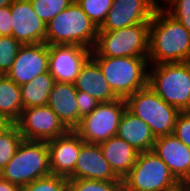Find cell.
Returning <instances> with one entry per match:
<instances>
[{"label":"cell","instance_id":"1","mask_svg":"<svg viewBox=\"0 0 190 191\" xmlns=\"http://www.w3.org/2000/svg\"><path fill=\"white\" fill-rule=\"evenodd\" d=\"M190 59V32L159 6L150 21L148 62H185Z\"/></svg>","mask_w":190,"mask_h":191},{"label":"cell","instance_id":"2","mask_svg":"<svg viewBox=\"0 0 190 191\" xmlns=\"http://www.w3.org/2000/svg\"><path fill=\"white\" fill-rule=\"evenodd\" d=\"M98 27L74 1L46 24L47 45H81L93 50Z\"/></svg>","mask_w":190,"mask_h":191},{"label":"cell","instance_id":"3","mask_svg":"<svg viewBox=\"0 0 190 191\" xmlns=\"http://www.w3.org/2000/svg\"><path fill=\"white\" fill-rule=\"evenodd\" d=\"M118 98L126 99L148 85V57H91Z\"/></svg>","mask_w":190,"mask_h":191},{"label":"cell","instance_id":"4","mask_svg":"<svg viewBox=\"0 0 190 191\" xmlns=\"http://www.w3.org/2000/svg\"><path fill=\"white\" fill-rule=\"evenodd\" d=\"M49 150L46 141L23 139L14 156L0 171V177L19 186L49 176Z\"/></svg>","mask_w":190,"mask_h":191},{"label":"cell","instance_id":"5","mask_svg":"<svg viewBox=\"0 0 190 191\" xmlns=\"http://www.w3.org/2000/svg\"><path fill=\"white\" fill-rule=\"evenodd\" d=\"M153 66L148 73V86L180 112L190 111V63L185 61Z\"/></svg>","mask_w":190,"mask_h":191},{"label":"cell","instance_id":"6","mask_svg":"<svg viewBox=\"0 0 190 191\" xmlns=\"http://www.w3.org/2000/svg\"><path fill=\"white\" fill-rule=\"evenodd\" d=\"M150 24L98 31L91 57H148Z\"/></svg>","mask_w":190,"mask_h":191},{"label":"cell","instance_id":"7","mask_svg":"<svg viewBox=\"0 0 190 191\" xmlns=\"http://www.w3.org/2000/svg\"><path fill=\"white\" fill-rule=\"evenodd\" d=\"M126 109L143 120L155 138L171 135L180 111L160 98L148 85L125 99Z\"/></svg>","mask_w":190,"mask_h":191},{"label":"cell","instance_id":"8","mask_svg":"<svg viewBox=\"0 0 190 191\" xmlns=\"http://www.w3.org/2000/svg\"><path fill=\"white\" fill-rule=\"evenodd\" d=\"M122 181L126 191H165L179 183L167 164L153 151L140 152Z\"/></svg>","mask_w":190,"mask_h":191},{"label":"cell","instance_id":"9","mask_svg":"<svg viewBox=\"0 0 190 191\" xmlns=\"http://www.w3.org/2000/svg\"><path fill=\"white\" fill-rule=\"evenodd\" d=\"M125 110L126 102L122 98L100 103L95 110L81 119L74 131L85 143L104 142L117 135L119 122Z\"/></svg>","mask_w":190,"mask_h":191},{"label":"cell","instance_id":"10","mask_svg":"<svg viewBox=\"0 0 190 191\" xmlns=\"http://www.w3.org/2000/svg\"><path fill=\"white\" fill-rule=\"evenodd\" d=\"M15 124L26 140L47 142L69 131L48 105L23 109Z\"/></svg>","mask_w":190,"mask_h":191},{"label":"cell","instance_id":"11","mask_svg":"<svg viewBox=\"0 0 190 191\" xmlns=\"http://www.w3.org/2000/svg\"><path fill=\"white\" fill-rule=\"evenodd\" d=\"M91 52L81 45H48L49 72L54 81L74 83Z\"/></svg>","mask_w":190,"mask_h":191},{"label":"cell","instance_id":"12","mask_svg":"<svg viewBox=\"0 0 190 191\" xmlns=\"http://www.w3.org/2000/svg\"><path fill=\"white\" fill-rule=\"evenodd\" d=\"M158 7L153 0H113L106 20L98 31H114L135 24H150Z\"/></svg>","mask_w":190,"mask_h":191},{"label":"cell","instance_id":"13","mask_svg":"<svg viewBox=\"0 0 190 191\" xmlns=\"http://www.w3.org/2000/svg\"><path fill=\"white\" fill-rule=\"evenodd\" d=\"M49 71V53L46 43L22 45L7 76L22 86Z\"/></svg>","mask_w":190,"mask_h":191},{"label":"cell","instance_id":"14","mask_svg":"<svg viewBox=\"0 0 190 191\" xmlns=\"http://www.w3.org/2000/svg\"><path fill=\"white\" fill-rule=\"evenodd\" d=\"M9 7L12 36L22 45L45 43L46 23L36 15L30 0H13Z\"/></svg>","mask_w":190,"mask_h":191},{"label":"cell","instance_id":"15","mask_svg":"<svg viewBox=\"0 0 190 191\" xmlns=\"http://www.w3.org/2000/svg\"><path fill=\"white\" fill-rule=\"evenodd\" d=\"M84 143L74 130H69L65 135L47 141L51 173L73 179V171Z\"/></svg>","mask_w":190,"mask_h":191},{"label":"cell","instance_id":"16","mask_svg":"<svg viewBox=\"0 0 190 191\" xmlns=\"http://www.w3.org/2000/svg\"><path fill=\"white\" fill-rule=\"evenodd\" d=\"M152 151L168 166L179 183L190 181V148L173 134L157 137Z\"/></svg>","mask_w":190,"mask_h":191},{"label":"cell","instance_id":"17","mask_svg":"<svg viewBox=\"0 0 190 191\" xmlns=\"http://www.w3.org/2000/svg\"><path fill=\"white\" fill-rule=\"evenodd\" d=\"M73 179H91L99 181H122L113 172L104 158L99 144L84 143L81 146Z\"/></svg>","mask_w":190,"mask_h":191},{"label":"cell","instance_id":"18","mask_svg":"<svg viewBox=\"0 0 190 191\" xmlns=\"http://www.w3.org/2000/svg\"><path fill=\"white\" fill-rule=\"evenodd\" d=\"M77 91L74 83L54 82L47 103L68 130H75L81 123Z\"/></svg>","mask_w":190,"mask_h":191},{"label":"cell","instance_id":"19","mask_svg":"<svg viewBox=\"0 0 190 191\" xmlns=\"http://www.w3.org/2000/svg\"><path fill=\"white\" fill-rule=\"evenodd\" d=\"M78 91H84L99 103H107L118 99L107 83L99 65L90 57L81 67L75 82Z\"/></svg>","mask_w":190,"mask_h":191},{"label":"cell","instance_id":"20","mask_svg":"<svg viewBox=\"0 0 190 191\" xmlns=\"http://www.w3.org/2000/svg\"><path fill=\"white\" fill-rule=\"evenodd\" d=\"M99 146L114 174L123 180L134 166L139 152L117 135L99 143Z\"/></svg>","mask_w":190,"mask_h":191},{"label":"cell","instance_id":"21","mask_svg":"<svg viewBox=\"0 0 190 191\" xmlns=\"http://www.w3.org/2000/svg\"><path fill=\"white\" fill-rule=\"evenodd\" d=\"M117 136L125 140L139 153L152 151L156 140L148 124L127 109L121 116Z\"/></svg>","mask_w":190,"mask_h":191},{"label":"cell","instance_id":"22","mask_svg":"<svg viewBox=\"0 0 190 191\" xmlns=\"http://www.w3.org/2000/svg\"><path fill=\"white\" fill-rule=\"evenodd\" d=\"M23 111L20 86L7 75H0V114L15 124Z\"/></svg>","mask_w":190,"mask_h":191},{"label":"cell","instance_id":"23","mask_svg":"<svg viewBox=\"0 0 190 191\" xmlns=\"http://www.w3.org/2000/svg\"><path fill=\"white\" fill-rule=\"evenodd\" d=\"M54 82L48 71L20 86L23 109L47 105Z\"/></svg>","mask_w":190,"mask_h":191},{"label":"cell","instance_id":"24","mask_svg":"<svg viewBox=\"0 0 190 191\" xmlns=\"http://www.w3.org/2000/svg\"><path fill=\"white\" fill-rule=\"evenodd\" d=\"M22 140L23 137L16 124H10L0 133V171L14 156Z\"/></svg>","mask_w":190,"mask_h":191},{"label":"cell","instance_id":"25","mask_svg":"<svg viewBox=\"0 0 190 191\" xmlns=\"http://www.w3.org/2000/svg\"><path fill=\"white\" fill-rule=\"evenodd\" d=\"M90 20L100 28L106 20L113 0H75Z\"/></svg>","mask_w":190,"mask_h":191},{"label":"cell","instance_id":"26","mask_svg":"<svg viewBox=\"0 0 190 191\" xmlns=\"http://www.w3.org/2000/svg\"><path fill=\"white\" fill-rule=\"evenodd\" d=\"M75 0H30L36 15L46 24Z\"/></svg>","mask_w":190,"mask_h":191},{"label":"cell","instance_id":"27","mask_svg":"<svg viewBox=\"0 0 190 191\" xmlns=\"http://www.w3.org/2000/svg\"><path fill=\"white\" fill-rule=\"evenodd\" d=\"M21 46L13 36H0V75H6L11 69Z\"/></svg>","mask_w":190,"mask_h":191},{"label":"cell","instance_id":"28","mask_svg":"<svg viewBox=\"0 0 190 191\" xmlns=\"http://www.w3.org/2000/svg\"><path fill=\"white\" fill-rule=\"evenodd\" d=\"M74 191H121L123 181H99L91 179H68Z\"/></svg>","mask_w":190,"mask_h":191},{"label":"cell","instance_id":"29","mask_svg":"<svg viewBox=\"0 0 190 191\" xmlns=\"http://www.w3.org/2000/svg\"><path fill=\"white\" fill-rule=\"evenodd\" d=\"M67 185V178L50 174L49 176L36 179L32 183L20 186L19 191H63Z\"/></svg>","mask_w":190,"mask_h":191},{"label":"cell","instance_id":"30","mask_svg":"<svg viewBox=\"0 0 190 191\" xmlns=\"http://www.w3.org/2000/svg\"><path fill=\"white\" fill-rule=\"evenodd\" d=\"M169 8L164 9L190 32V0H166Z\"/></svg>","mask_w":190,"mask_h":191},{"label":"cell","instance_id":"31","mask_svg":"<svg viewBox=\"0 0 190 191\" xmlns=\"http://www.w3.org/2000/svg\"><path fill=\"white\" fill-rule=\"evenodd\" d=\"M172 134L190 148V111L178 114Z\"/></svg>","mask_w":190,"mask_h":191},{"label":"cell","instance_id":"32","mask_svg":"<svg viewBox=\"0 0 190 191\" xmlns=\"http://www.w3.org/2000/svg\"><path fill=\"white\" fill-rule=\"evenodd\" d=\"M99 104L100 103L88 93L77 91V106L81 119L95 110Z\"/></svg>","mask_w":190,"mask_h":191},{"label":"cell","instance_id":"33","mask_svg":"<svg viewBox=\"0 0 190 191\" xmlns=\"http://www.w3.org/2000/svg\"><path fill=\"white\" fill-rule=\"evenodd\" d=\"M10 7H0V36H12V18Z\"/></svg>","mask_w":190,"mask_h":191},{"label":"cell","instance_id":"34","mask_svg":"<svg viewBox=\"0 0 190 191\" xmlns=\"http://www.w3.org/2000/svg\"><path fill=\"white\" fill-rule=\"evenodd\" d=\"M20 186L0 177V191H19Z\"/></svg>","mask_w":190,"mask_h":191},{"label":"cell","instance_id":"35","mask_svg":"<svg viewBox=\"0 0 190 191\" xmlns=\"http://www.w3.org/2000/svg\"><path fill=\"white\" fill-rule=\"evenodd\" d=\"M165 191H187L186 182L178 183L175 187Z\"/></svg>","mask_w":190,"mask_h":191},{"label":"cell","instance_id":"36","mask_svg":"<svg viewBox=\"0 0 190 191\" xmlns=\"http://www.w3.org/2000/svg\"><path fill=\"white\" fill-rule=\"evenodd\" d=\"M11 123L8 122L1 114H0V133L7 128Z\"/></svg>","mask_w":190,"mask_h":191},{"label":"cell","instance_id":"37","mask_svg":"<svg viewBox=\"0 0 190 191\" xmlns=\"http://www.w3.org/2000/svg\"><path fill=\"white\" fill-rule=\"evenodd\" d=\"M13 0H0V7L10 6Z\"/></svg>","mask_w":190,"mask_h":191},{"label":"cell","instance_id":"38","mask_svg":"<svg viewBox=\"0 0 190 191\" xmlns=\"http://www.w3.org/2000/svg\"><path fill=\"white\" fill-rule=\"evenodd\" d=\"M63 191H74V189L68 184Z\"/></svg>","mask_w":190,"mask_h":191},{"label":"cell","instance_id":"39","mask_svg":"<svg viewBox=\"0 0 190 191\" xmlns=\"http://www.w3.org/2000/svg\"><path fill=\"white\" fill-rule=\"evenodd\" d=\"M187 191H190V181L186 182Z\"/></svg>","mask_w":190,"mask_h":191},{"label":"cell","instance_id":"40","mask_svg":"<svg viewBox=\"0 0 190 191\" xmlns=\"http://www.w3.org/2000/svg\"><path fill=\"white\" fill-rule=\"evenodd\" d=\"M155 3H157L159 6H160V4L158 3V1L157 0H153ZM164 2L166 1V0H163Z\"/></svg>","mask_w":190,"mask_h":191}]
</instances>
